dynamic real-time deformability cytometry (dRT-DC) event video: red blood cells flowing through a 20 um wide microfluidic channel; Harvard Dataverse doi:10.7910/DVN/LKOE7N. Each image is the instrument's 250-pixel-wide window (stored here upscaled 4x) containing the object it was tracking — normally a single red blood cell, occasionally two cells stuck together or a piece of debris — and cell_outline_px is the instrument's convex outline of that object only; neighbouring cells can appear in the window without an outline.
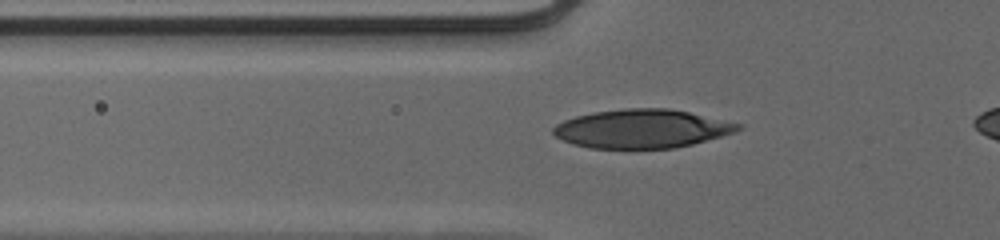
{"species": "human", "species_latin": "Homo sapiens", "temperature_condition": "cold", "stored_images_in_passage": 42, "camera_frame_rate_fps": 3000, "um_per_image_px": 0.085, "donor": {"sex": "male"}, "frame": {"image": 1, "passage_image": 12, "time_ms": 3.667, "image_size_px": [1000, 240], "cell_outline_px": [[744, 128], [736, 132], [692, 144], [672, 148], [588, 148], [572, 144], [556, 136], [552, 132], [552, 128], [556, 124], [564, 120], [576, 116], [592, 112], [624, 108], [668, 108], [688, 112], [740, 124]], "centroid_in_image_um": [54.53, 10.94], "position_along_channel_um": 71.3, "area_um2": 41.5}}
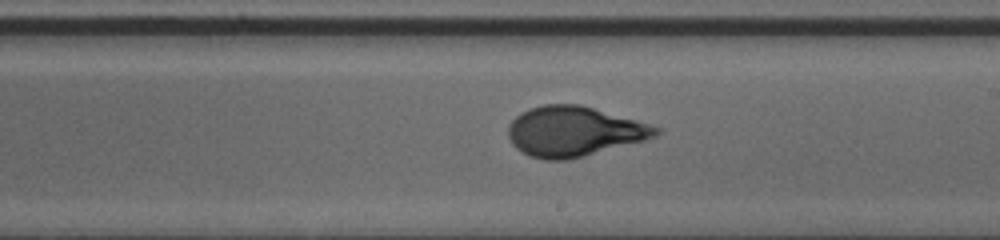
{"frame": {"image": 2, "passage_image": 25, "time_ms": 8.0, "image_size_px": [1000, 240], "cell_outline_px": [[660, 132], [656, 136], [644, 140], [584, 156], [568, 160], [544, 160], [528, 156], [516, 148], [512, 144], [508, 136], [508, 124], [520, 112], [528, 108], [544, 104], [580, 104], [636, 120], [660, 128]], "centroid_in_image_um": [48.73, 11.17], "position_along_channel_um": 240.3, "area_um2": 43.0}}
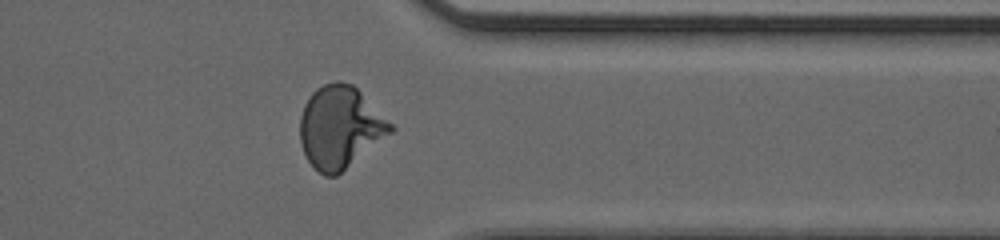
{"frame": {"image": 3, "passage_image": 36, "time_ms": 11.667, "image_size_px": [1000, 240], "cell_outline_px": [[396, 128], [392, 132], [336, 176], [324, 176], [308, 160], [300, 144], [300, 116], [304, 104], [312, 92], [316, 88], [324, 84], [336, 80], [340, 80], [352, 84]], "centroid_in_image_um": [28.88, 10.8], "position_along_channel_um": 382.5, "area_um2": 42.89}}